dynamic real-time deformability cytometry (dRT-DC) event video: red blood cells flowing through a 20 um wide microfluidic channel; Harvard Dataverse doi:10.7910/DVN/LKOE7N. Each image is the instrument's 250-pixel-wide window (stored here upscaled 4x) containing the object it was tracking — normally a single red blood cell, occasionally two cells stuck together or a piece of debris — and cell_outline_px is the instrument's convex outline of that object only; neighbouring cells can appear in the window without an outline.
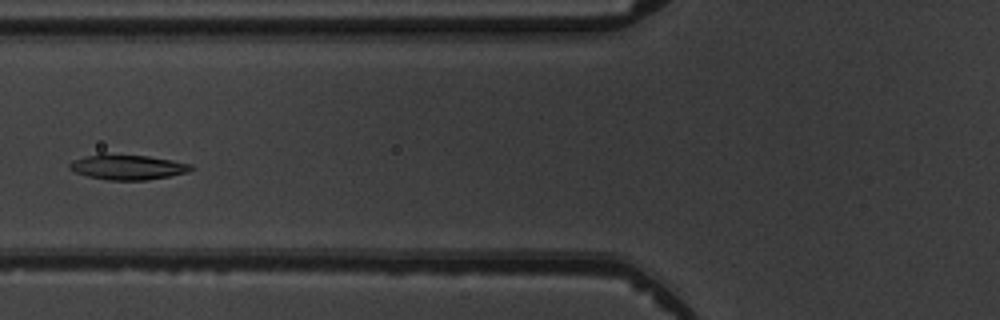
{"species": "common noctule bat (a hibernating species)", "species_latin": "Nyctalus noctula", "temperature_condition": "warm", "stored_images_in_passage": 7, "camera_frame_rate_fps": 3000, "um_per_image_px": 0.085, "animal": {"sex": "male", "body_mass_g": 19.5, "forearm_length_mm": 54.6}, "frame": {"image": 1, "passage_image": 6, "time_ms": 5.667, "image_size_px": [1000, 320], "cell_outline_px": [[196, 168], [188, 172], [148, 180], [108, 180], [88, 176], [76, 172], [68, 168], [68, 164], [72, 160], [100, 152], [104, 152], [148, 156], [172, 160], [192, 164]], "centroid_in_image_um": [10.83, 14.18], "position_along_channel_um": 115.0, "area_um2": 18.15}}
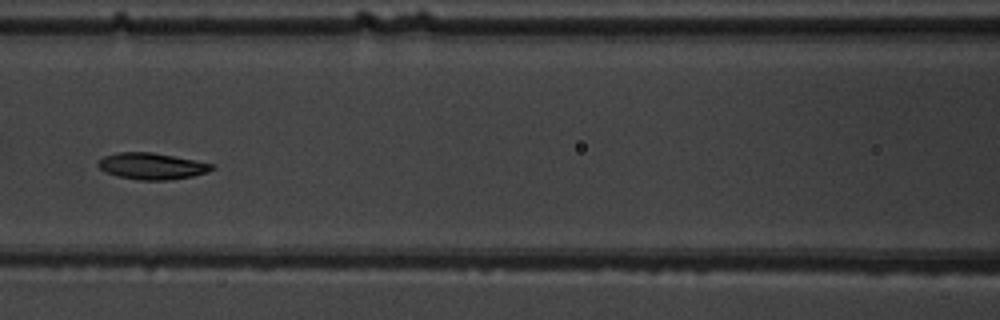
{"frame": {"image": 2, "passage_image": 7, "time_ms": 6.667, "image_size_px": [1000, 320], "cell_outline_px": [[216, 168], [208, 172], [192, 176], [168, 180], [140, 180], [116, 176], [104, 172], [96, 164], [104, 156], [116, 152], [152, 152], [196, 160], [216, 164]], "centroid_in_image_um": [12.93, 14.12], "position_along_channel_um": 153.7, "area_um2": 17.74}}